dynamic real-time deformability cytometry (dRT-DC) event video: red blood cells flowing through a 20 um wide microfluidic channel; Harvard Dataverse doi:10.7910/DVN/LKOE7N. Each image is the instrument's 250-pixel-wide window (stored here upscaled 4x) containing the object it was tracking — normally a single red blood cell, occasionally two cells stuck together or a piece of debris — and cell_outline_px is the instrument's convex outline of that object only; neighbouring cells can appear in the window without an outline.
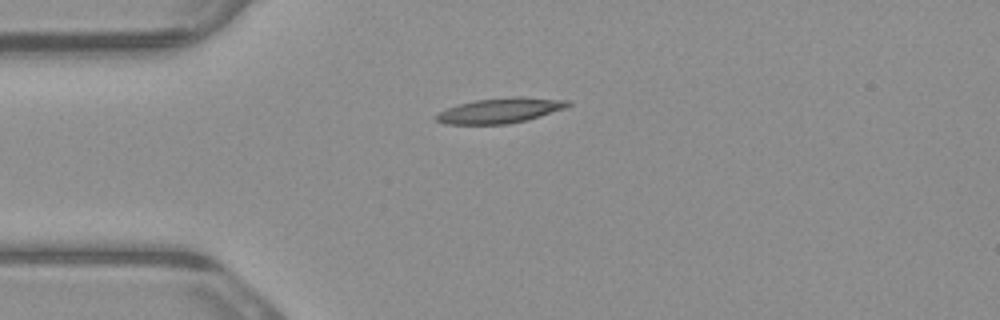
{"species": "common noctule bat (a hibernating species)", "species_latin": "Nyctalus noctula", "temperature_condition": "warm", "stored_images_in_passage": 1, "camera_frame_rate_fps": 3000, "um_per_image_px": 0.085, "animal": {"sex": "male", "body_mass_g": 23.1, "forearm_length_mm": 52.7}, "frame": {"image": 1, "passage_image": 1, "time_ms": 0.0, "image_size_px": [1000, 320], "cell_outline_px": [[572, 104], [568, 108], [540, 116], [508, 124], [444, 124], [436, 120], [432, 116], [456, 104], [476, 100], [512, 96], [520, 96], [572, 100]], "centroid_in_image_um": [42.55, 9.38], "position_along_channel_um": 42.4, "area_um2": 19.59}}